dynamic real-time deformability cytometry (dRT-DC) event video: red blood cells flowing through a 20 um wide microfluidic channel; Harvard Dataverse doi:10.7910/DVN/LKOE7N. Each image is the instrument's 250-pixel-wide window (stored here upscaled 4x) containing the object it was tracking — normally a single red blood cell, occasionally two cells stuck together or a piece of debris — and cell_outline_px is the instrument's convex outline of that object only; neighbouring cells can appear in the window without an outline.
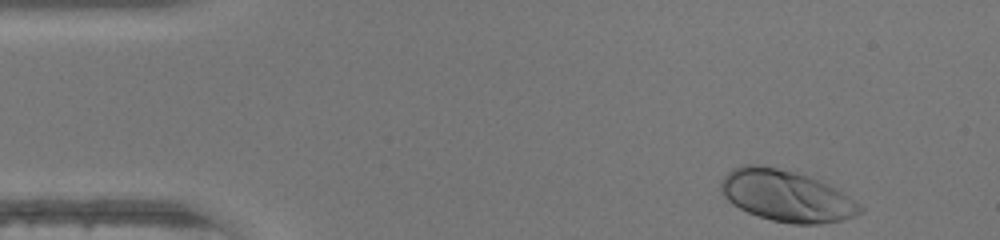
{"species": "human", "species_latin": "Homo sapiens", "temperature_condition": "warm", "stored_images_in_passage": 43, "camera_frame_rate_fps": 3000, "um_per_image_px": 0.085, "donor": {"sex": "female"}, "frame": {"image": 1, "passage_image": 1, "time_ms": 0.0, "image_size_px": [1000, 240], "cell_outline_px": [[864, 212], [856, 216], [844, 220], [820, 224], [792, 224], [772, 220], [748, 212], [732, 204], [724, 196], [720, 188], [720, 184], [724, 176], [732, 168], [744, 164], [756, 164], [776, 168], [808, 176], [836, 188], [860, 204], [864, 208]], "centroid_in_image_um": [66.86, 16.66], "position_along_channel_um": 18.1, "area_um2": 41.5}}
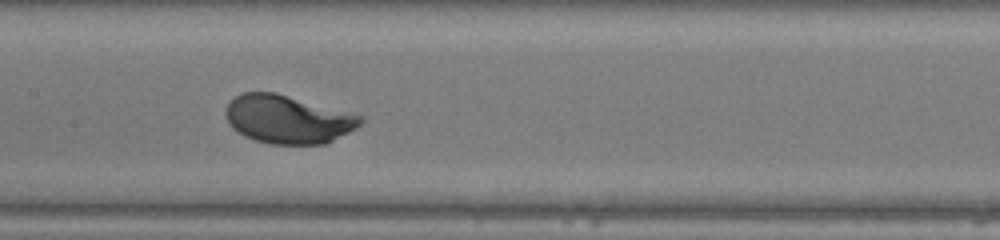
{"frame": {"image": 2, "passage_image": 19, "time_ms": 6.0, "image_size_px": [1000, 240], "cell_outline_px": [[364, 120], [356, 128], [328, 144], [268, 144], [252, 140], [244, 136], [232, 128], [228, 124], [224, 112], [228, 104], [236, 96], [244, 92], [276, 92], [364, 116]], "centroid_in_image_um": [24.46, 10.15], "position_along_channel_um": 182.9, "area_um2": 38.26}}
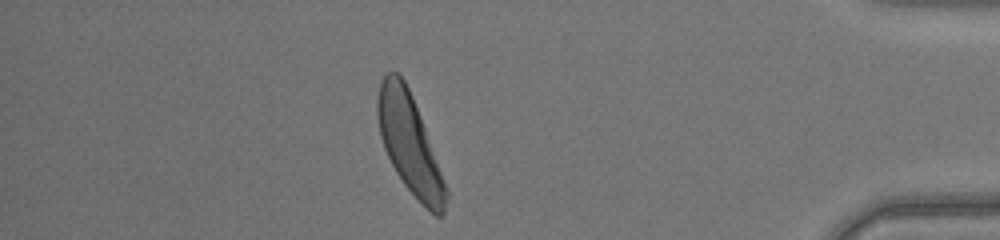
{"frame": {"image": 3, "passage_image": 37, "time_ms": 12.0, "image_size_px": [1000, 240], "cell_outline_px": [[448, 196], [444, 212], [440, 216], [436, 216], [404, 184], [396, 172], [384, 148], [380, 136], [376, 116], [376, 100], [380, 80], [388, 72], [396, 72], [404, 80], [412, 96], [448, 188]], "centroid_in_image_um": [34.79, 12.19], "position_along_channel_um": 400.4, "area_um2": 38.9}, "authors_computed_cell_mechanics": {"area_um2": 38.2058, "velocity_mm_per_s": 4.3699, "shape_relaxation_time_tau1_ms": 1.4575, "shape_relaxation_time_tau2_ms": null, "deformation_change_tau1": 0.1377, "deformation_change_tau2": null}}